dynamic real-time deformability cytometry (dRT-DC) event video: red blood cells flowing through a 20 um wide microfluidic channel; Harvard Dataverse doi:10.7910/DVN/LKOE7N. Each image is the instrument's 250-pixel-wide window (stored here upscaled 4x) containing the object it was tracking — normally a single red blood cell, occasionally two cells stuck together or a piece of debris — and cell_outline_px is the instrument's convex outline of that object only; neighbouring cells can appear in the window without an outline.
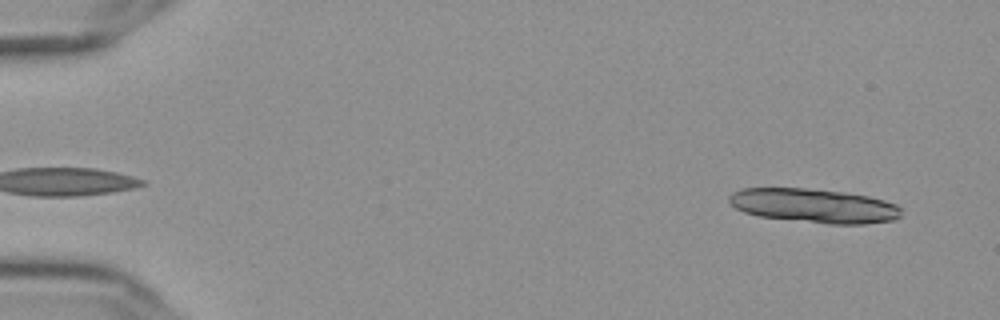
{"species": "Egyptian fruit bat (a non-hibernating species)", "species_latin": "Rousettus aegyptiacus", "temperature_condition": "cold", "stored_images_in_passage": 16, "camera_frame_rate_fps": 3000, "um_per_image_px": 0.085, "frame": {"image": 1, "passage_image": 3, "time_ms": 0.667, "image_size_px": [1000, 320], "cell_outline_px": [[900, 216], [896, 220], [864, 224], [828, 224], [760, 216], [744, 212], [736, 208], [728, 200], [728, 196], [732, 192], [744, 188], [804, 188], [844, 192], [868, 196], [884, 200], [896, 204], [900, 208]], "centroid_in_image_um": [69.21, 17.49], "position_along_channel_um": 15.8, "area_um2": 34.16}}